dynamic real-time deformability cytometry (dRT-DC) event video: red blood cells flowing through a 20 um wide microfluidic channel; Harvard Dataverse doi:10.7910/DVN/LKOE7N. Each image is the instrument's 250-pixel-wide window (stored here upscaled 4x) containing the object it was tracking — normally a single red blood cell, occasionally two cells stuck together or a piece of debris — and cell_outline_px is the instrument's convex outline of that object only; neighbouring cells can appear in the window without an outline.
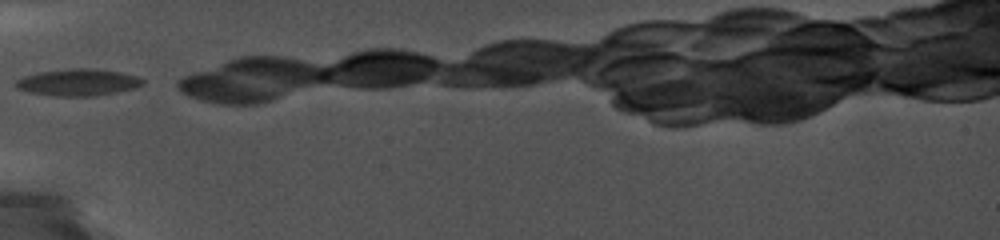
{"species": "common noctule bat (a hibernating species)", "species_latin": "Nyctalus noctula", "temperature_condition": "cold", "stored_images_in_passage": 4, "camera_frame_rate_fps": 5000, "um_per_image_px": 0.085, "animal": {"sex": "female", "body_mass_g": 19.0, "forearm_length_mm": 56.7}, "frame": {"image": 1, "passage_image": 1, "time_ms": 0.0, "image_size_px": [1000, 240], "cell_outline_px": [[144, 84], [136, 88], [92, 96], [56, 96], [32, 92], [16, 88], [16, 80], [24, 76], [40, 72], [72, 68], [96, 68], [120, 72], [136, 76], [144, 80]], "centroid_in_image_um": [6.66, 6.99], "position_along_channel_um": 78.3, "area_um2": 19.65}}